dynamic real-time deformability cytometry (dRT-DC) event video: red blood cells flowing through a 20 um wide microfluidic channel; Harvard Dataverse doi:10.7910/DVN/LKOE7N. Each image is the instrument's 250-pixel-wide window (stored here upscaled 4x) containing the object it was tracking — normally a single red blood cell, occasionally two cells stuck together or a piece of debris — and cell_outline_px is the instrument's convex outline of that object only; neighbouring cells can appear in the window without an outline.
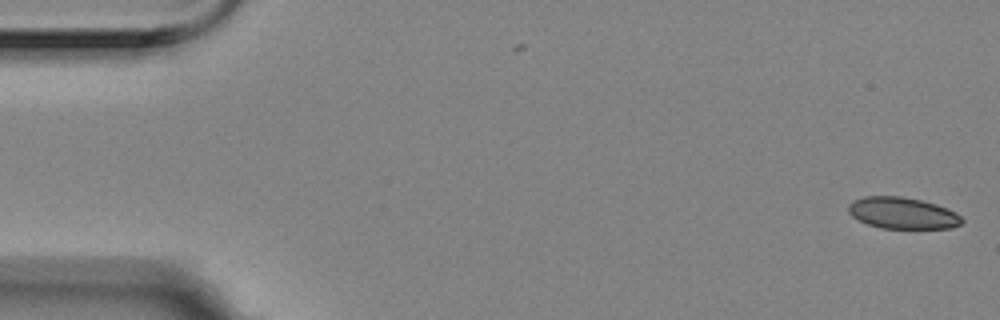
{"species": "Egyptian fruit bat (a non-hibernating species)", "species_latin": "Rousettus aegyptiacus", "temperature_condition": "room temperature", "stored_images_in_passage": 7, "camera_frame_rate_fps": 3000, "um_per_image_px": 0.085, "animal": {"sex": "female"}, "frame": {"image": 1, "passage_image": 1, "time_ms": 0.0, "image_size_px": [1000, 320], "cell_outline_px": [[964, 220], [960, 224], [952, 228], [880, 228], [868, 224], [852, 216], [848, 212], [848, 204], [852, 200], [864, 196], [900, 196], [920, 200], [936, 204], [956, 212]], "centroid_in_image_um": [76.7, 18.1], "position_along_channel_um": 8.3, "area_um2": 20.81}}
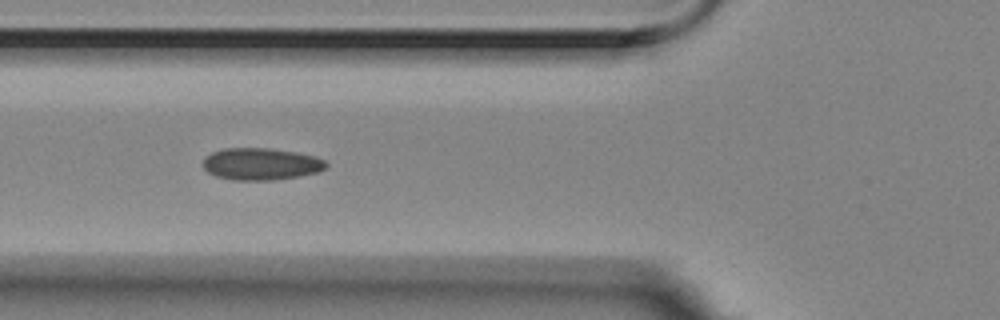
{"frame": {"image": 2, "passage_image": 6, "time_ms": 1.667, "image_size_px": [1000, 320], "cell_outline_px": [[328, 164], [320, 172], [272, 180], [232, 180], [216, 176], [208, 172], [204, 168], [204, 156], [212, 152], [224, 148], [268, 148], [296, 152], [312, 156], [324, 160]], "centroid_in_image_um": [22.15, 13.94], "position_along_channel_um": 103.6, "area_um2": 22.83}}
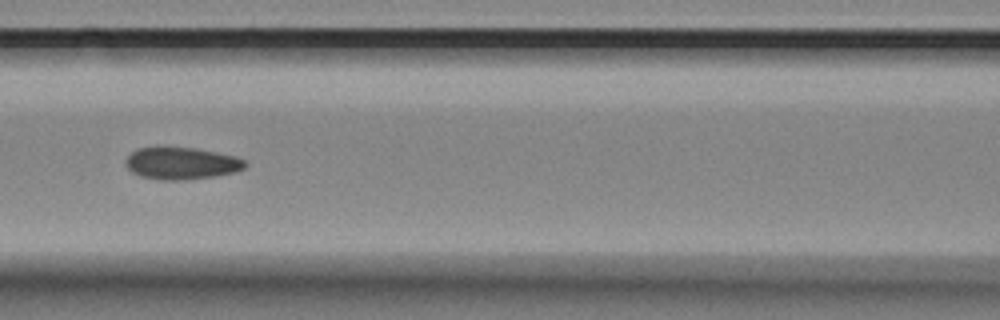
{"frame": {"image": 3, "passage_image": 7, "time_ms": 2.0, "image_size_px": [1000, 320], "cell_outline_px": [[248, 164], [244, 168], [236, 172], [216, 176], [180, 180], [160, 180], [140, 176], [132, 172], [128, 168], [128, 156], [132, 152], [140, 148], [196, 148], [236, 156], [244, 160]], "centroid_in_image_um": [15.49, 13.9], "position_along_channel_um": 151.1, "area_um2": 22.02}}